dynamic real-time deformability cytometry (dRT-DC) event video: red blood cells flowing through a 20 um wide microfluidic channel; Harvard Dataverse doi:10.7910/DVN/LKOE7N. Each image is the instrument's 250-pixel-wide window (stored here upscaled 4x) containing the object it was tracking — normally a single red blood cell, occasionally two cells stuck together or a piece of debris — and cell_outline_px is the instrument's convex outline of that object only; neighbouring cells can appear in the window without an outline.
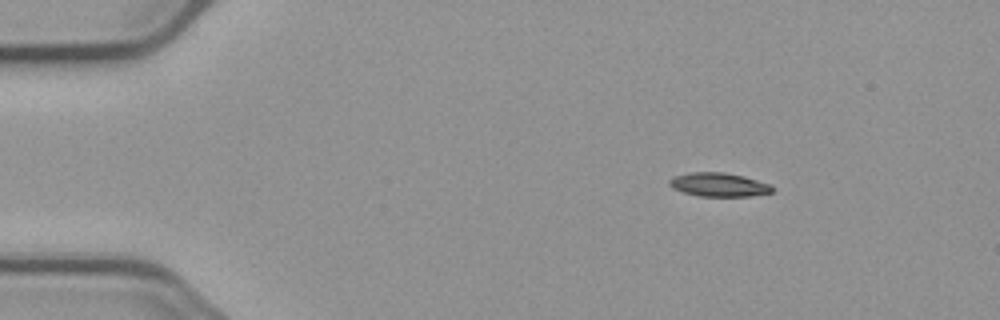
{"species": "common noctule bat (a hibernating species)", "species_latin": "Nyctalus noctula", "temperature_condition": "cold", "stored_images_in_passage": 4, "camera_frame_rate_fps": 3000, "um_per_image_px": 0.085, "animal": {"sex": "male", "body_mass_g": 23.1, "forearm_length_mm": 52.7}, "frame": {"image": 1, "passage_image": 2, "time_ms": 1.0, "image_size_px": [1000, 320], "cell_outline_px": [[772, 192], [752, 196], [700, 196], [684, 192], [672, 188], [668, 184], [668, 180], [676, 176], [692, 172], [724, 172], [744, 176], [772, 184]], "centroid_in_image_um": [61.12, 15.69], "position_along_channel_um": 23.9, "area_um2": 14.22}}